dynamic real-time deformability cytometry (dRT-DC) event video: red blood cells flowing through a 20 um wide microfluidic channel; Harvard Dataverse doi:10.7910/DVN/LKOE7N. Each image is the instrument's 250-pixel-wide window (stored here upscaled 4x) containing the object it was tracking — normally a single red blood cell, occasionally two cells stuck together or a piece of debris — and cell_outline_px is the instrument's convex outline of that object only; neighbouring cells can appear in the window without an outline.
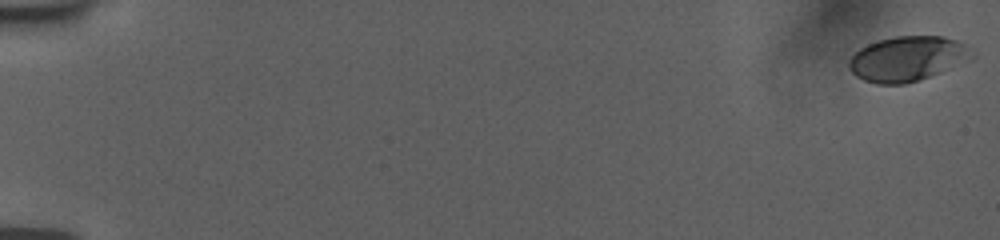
{"species": "human", "species_latin": "Homo sapiens", "temperature_condition": "room temperature", "stored_images_in_passage": 5, "camera_frame_rate_fps": 3000, "um_per_image_px": 0.085, "donor": {"sex": "female"}, "frame": {"image": 1, "passage_image": 1, "time_ms": 0.0, "image_size_px": [1000, 240], "cell_outline_px": [[976, 56], [972, 60], [940, 72], [904, 84], [876, 84], [864, 80], [856, 76], [848, 68], [848, 60], [860, 48], [876, 40], [896, 36], [944, 36], [956, 40], [964, 44], [976, 52]], "centroid_in_image_um": [77.16, 4.98], "position_along_channel_um": 7.8, "area_um2": 32.37}}